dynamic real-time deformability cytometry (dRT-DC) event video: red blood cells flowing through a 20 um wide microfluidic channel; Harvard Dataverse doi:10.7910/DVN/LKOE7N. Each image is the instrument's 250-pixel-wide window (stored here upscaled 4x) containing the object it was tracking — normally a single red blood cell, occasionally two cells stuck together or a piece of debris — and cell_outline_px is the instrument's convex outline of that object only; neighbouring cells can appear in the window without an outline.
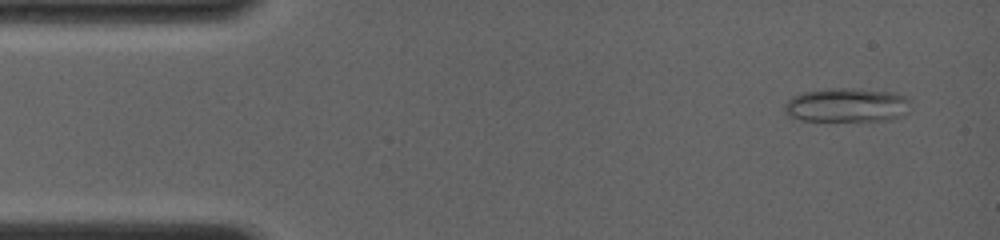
{"species": "common noctule bat (a hibernating species)", "species_latin": "Nyctalus noctula", "temperature_condition": "room temperature", "stored_images_in_passage": 73, "camera_frame_rate_fps": 4000, "um_per_image_px": 0.085, "animal": {"sex": "female", "body_mass_g": 19.0, "forearm_length_mm": 56.7}, "frame": {"image": 1, "passage_image": 4, "time_ms": 0.75, "image_size_px": [1000, 240], "cell_outline_px": [[908, 112], [904, 116], [892, 120], [800, 120], [788, 116], [784, 112], [784, 104], [792, 96], [804, 92], [828, 88], [852, 88], [892, 92], [904, 96]], "centroid_in_image_um": [71.92, 8.93], "position_along_channel_um": 13.1, "area_um2": 24.85}}
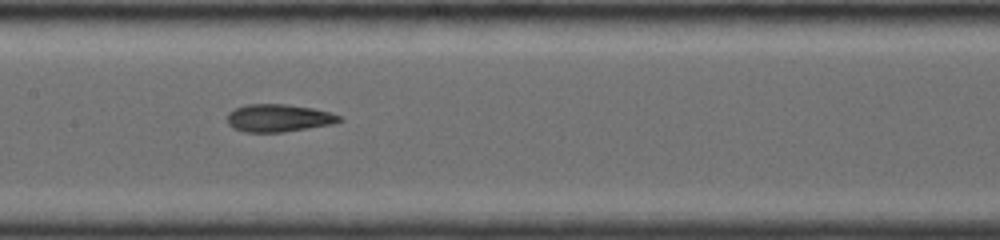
{"frame": {"image": 2, "passage_image": 35, "time_ms": 7.25, "image_size_px": [1000, 240], "cell_outline_px": [[344, 120], [332, 124], [284, 132], [244, 132], [232, 128], [228, 124], [228, 112], [236, 108], [248, 104], [284, 104], [312, 108], [344, 116]], "centroid_in_image_um": [23.69, 10.04], "position_along_channel_um": 183.7, "area_um2": 18.09}}
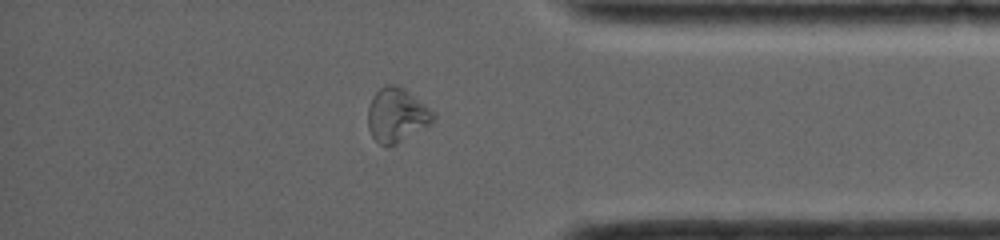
{"frame": {"image": 3, "passage_image": 62, "time_ms": 12.75, "image_size_px": [1000, 240], "cell_outline_px": [[436, 120], [396, 144], [380, 144], [372, 136], [368, 128], [368, 108], [372, 96], [384, 84], [396, 84], [404, 88], [436, 112]], "centroid_in_image_um": [33.74, 9.74], "position_along_channel_um": 401.5, "area_um2": 20.58}, "authors_computed_cell_mechanics": {"area_um2": 19.941, "velocity_mm_per_s": 4.0802, "shape_relaxation_time_tau1_ms": null, "shape_relaxation_time_tau2_ms": 1.6098, "deformation_change_tau1": null, "deformation_change_tau2": 0.057}}